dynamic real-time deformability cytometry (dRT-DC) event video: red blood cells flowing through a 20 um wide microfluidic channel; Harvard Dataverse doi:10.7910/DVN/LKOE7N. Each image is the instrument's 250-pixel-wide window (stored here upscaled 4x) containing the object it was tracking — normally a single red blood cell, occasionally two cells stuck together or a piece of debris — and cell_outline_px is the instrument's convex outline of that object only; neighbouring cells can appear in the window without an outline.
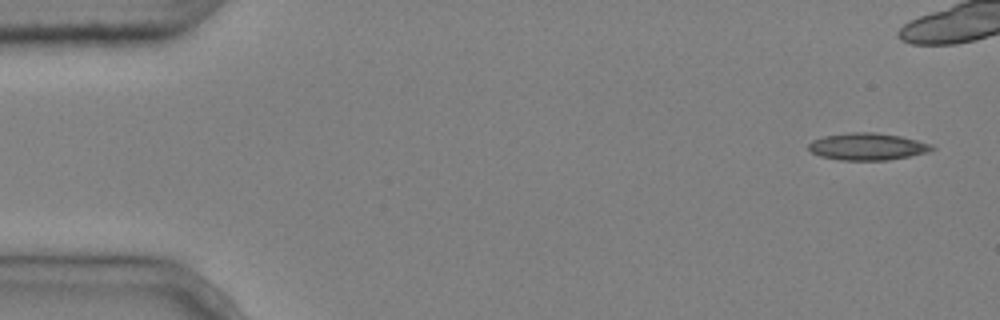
{"species": "common noctule bat (a hibernating species)", "species_latin": "Nyctalus noctula", "temperature_condition": "cold", "stored_images_in_passage": 6, "segment_of_instrument_passage": [2, 2], "camera_frame_rate_fps": 3000, "um_per_image_px": 0.085, "animal": {"sex": "male", "body_mass_g": 20.4}, "frame": {"image": 1, "passage_image": 6, "time_ms": 1.667, "image_size_px": [1000, 320], "cell_outline_px": [[936, 148], [928, 152], [888, 160], [840, 160], [820, 156], [812, 152], [808, 148], [808, 144], [812, 140], [824, 136], [848, 132], [876, 132], [900, 136], [916, 140], [928, 144]], "centroid_in_image_um": [73.69, 12.45], "position_along_channel_um": 11.3, "area_um2": 19.36}}